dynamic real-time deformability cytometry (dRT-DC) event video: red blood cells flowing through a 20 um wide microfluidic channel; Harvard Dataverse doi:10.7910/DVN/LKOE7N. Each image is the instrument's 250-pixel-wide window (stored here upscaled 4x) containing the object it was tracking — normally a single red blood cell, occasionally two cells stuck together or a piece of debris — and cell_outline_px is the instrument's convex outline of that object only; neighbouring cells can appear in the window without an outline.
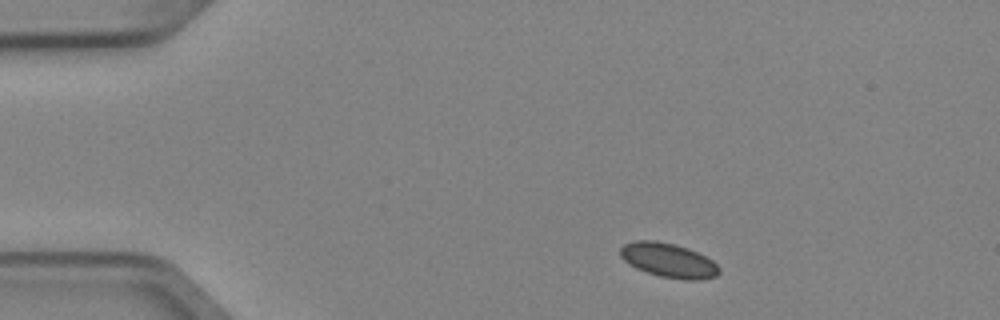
{"species": "Egyptian fruit bat (a non-hibernating species)", "species_latin": "Rousettus aegyptiacus", "temperature_condition": "cold", "stored_images_in_passage": 3, "camera_frame_rate_fps": 3000, "um_per_image_px": 0.085, "animal": {"sex": "female"}, "frame": {"image": 1, "passage_image": 1, "time_ms": 0.0, "image_size_px": [1000, 320], "cell_outline_px": [[720, 272], [716, 276], [700, 280], [684, 280], [660, 276], [636, 268], [624, 260], [620, 256], [620, 248], [624, 244], [636, 240], [656, 240], [688, 248], [712, 260], [720, 268]], "centroid_in_image_um": [56.82, 22.13], "position_along_channel_um": 28.2, "area_um2": 19.65}}
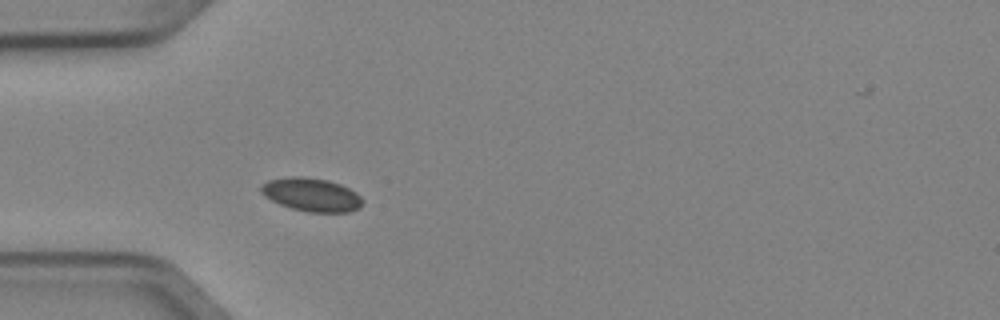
{"frame": {"image": 2, "passage_image": 3, "time_ms": 0.667, "image_size_px": [1000, 320], "cell_outline_px": [[364, 204], [360, 208], [348, 212], [308, 212], [292, 208], [280, 204], [264, 196], [260, 192], [260, 184], [268, 180], [292, 176], [296, 176], [328, 180], [340, 184], [356, 192], [364, 200]], "centroid_in_image_um": [26.48, 16.55], "position_along_channel_um": 58.5, "area_um2": 19.83}}